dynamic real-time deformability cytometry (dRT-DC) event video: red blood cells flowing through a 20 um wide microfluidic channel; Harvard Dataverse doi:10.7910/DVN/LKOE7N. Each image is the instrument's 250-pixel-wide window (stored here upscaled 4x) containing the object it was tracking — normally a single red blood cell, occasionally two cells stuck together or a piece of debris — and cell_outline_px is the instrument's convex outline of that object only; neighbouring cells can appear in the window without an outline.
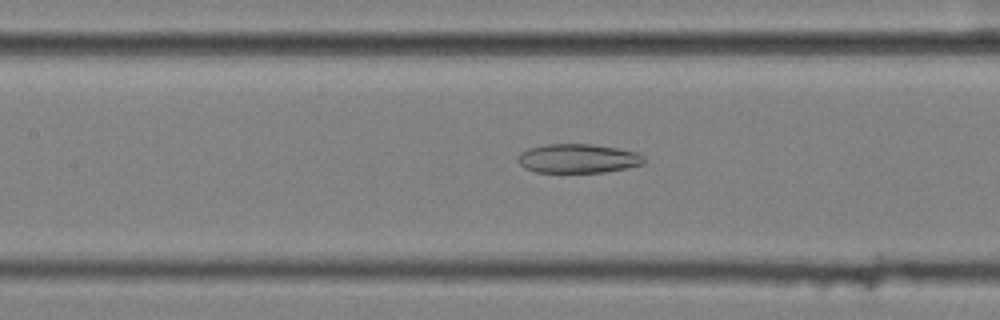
{"species": "common noctule bat (a hibernating species)", "species_latin": "Nyctalus noctula", "temperature_condition": "cold", "stored_images_in_passage": 58, "camera_frame_rate_fps": 3000, "um_per_image_px": 0.085, "animal": {"sex": "female", "body_mass_g": 25.1}, "frame": {"image": 1, "passage_image": 26, "time_ms": 8.333, "image_size_px": [1000, 320], "cell_outline_px": [[644, 164], [604, 172], [536, 172], [524, 168], [520, 164], [520, 152], [528, 148], [544, 144], [592, 144], [616, 148], [636, 152], [644, 156]], "centroid_in_image_um": [49.12, 13.46], "position_along_channel_um": 158.3, "area_um2": 21.21}}
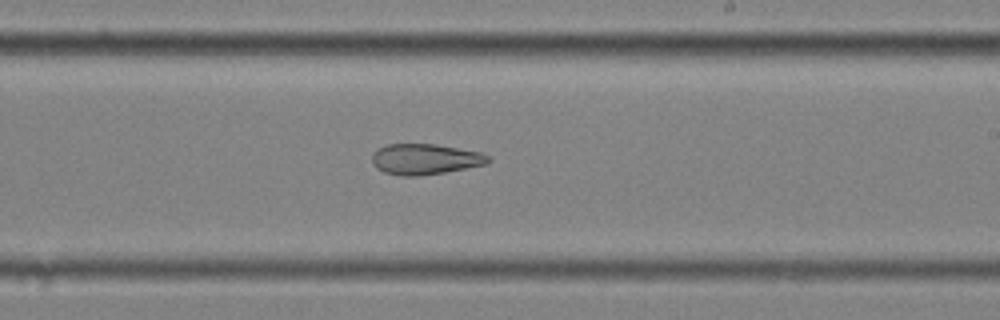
{"frame": {"image": 2, "passage_image": 34, "time_ms": 11.0, "image_size_px": [1000, 320], "cell_outline_px": [[492, 160], [488, 164], [444, 172], [420, 176], [400, 176], [384, 172], [376, 168], [372, 160], [372, 156], [384, 144], [436, 144], [480, 152], [488, 156]], "centroid_in_image_um": [36.15, 13.53], "position_along_channel_um": 252.9, "area_um2": 20.75}}
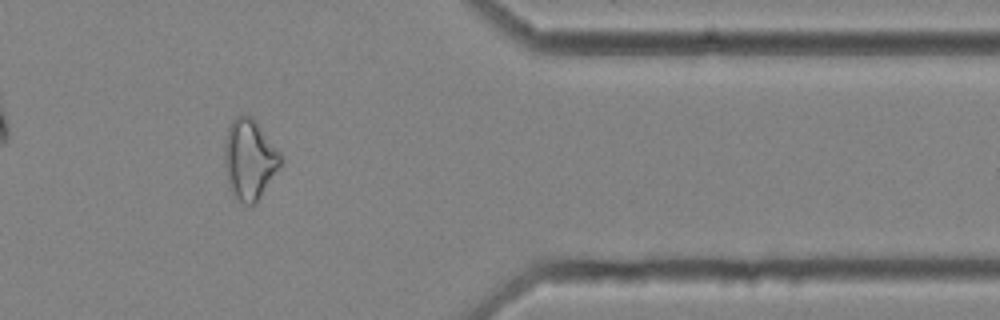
{"frame": {"image": 3, "passage_image": 47, "time_ms": 15.333, "image_size_px": [1000, 320], "cell_outline_px": [[284, 160], [280, 168], [256, 204], [244, 204], [232, 192], [228, 180], [224, 164], [224, 144], [228, 128], [232, 120], [236, 116], [252, 116], [284, 156]], "centroid_in_image_um": [21.25, 13.54], "position_along_channel_um": 390.2, "area_um2": 26.41}}